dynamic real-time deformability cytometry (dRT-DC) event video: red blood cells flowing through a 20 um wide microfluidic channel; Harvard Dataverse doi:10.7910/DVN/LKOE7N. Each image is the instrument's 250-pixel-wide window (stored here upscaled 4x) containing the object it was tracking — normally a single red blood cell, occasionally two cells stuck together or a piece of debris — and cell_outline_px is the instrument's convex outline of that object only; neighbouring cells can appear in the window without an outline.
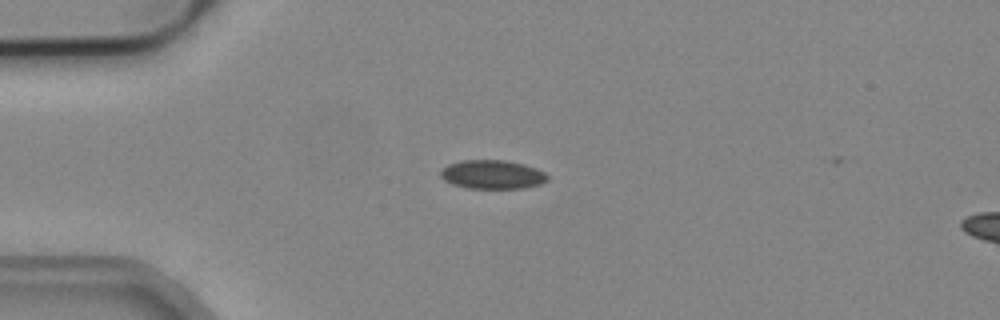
{"species": "common noctule bat (a hibernating species)", "species_latin": "Nyctalus noctula", "temperature_condition": "cold", "stored_images_in_passage": 2, "camera_frame_rate_fps": 3000, "um_per_image_px": 0.085, "animal": {"sex": "male", "body_mass_g": 19.2, "forearm_length_mm": 51.8}, "frame": {"image": 1, "passage_image": 1, "time_ms": 0.0, "image_size_px": [1000, 320], "cell_outline_px": [[548, 180], [540, 184], [524, 188], [468, 188], [452, 184], [444, 180], [440, 176], [440, 168], [448, 164], [460, 160], [504, 160], [524, 164], [536, 168], [544, 172], [548, 176]], "centroid_in_image_um": [41.82, 14.82], "position_along_channel_um": 43.2, "area_um2": 18.09}}